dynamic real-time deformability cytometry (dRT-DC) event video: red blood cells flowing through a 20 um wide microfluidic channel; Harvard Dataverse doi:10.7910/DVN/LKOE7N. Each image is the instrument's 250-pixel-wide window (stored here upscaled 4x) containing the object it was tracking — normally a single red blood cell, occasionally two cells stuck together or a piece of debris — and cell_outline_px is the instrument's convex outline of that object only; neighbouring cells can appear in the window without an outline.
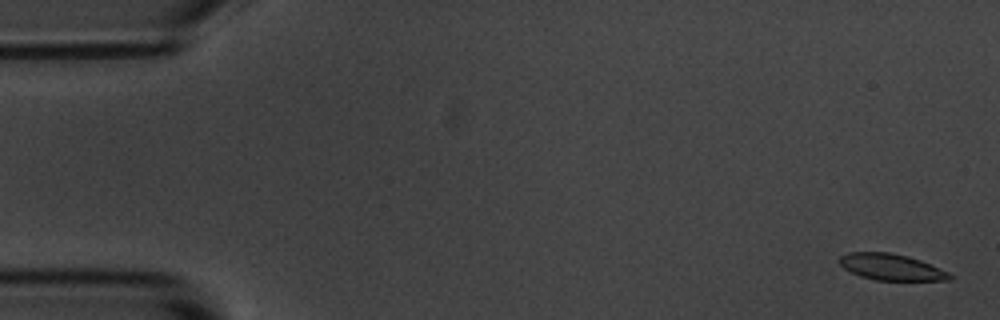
{"species": "common noctule bat (a hibernating species)", "species_latin": "Nyctalus noctula", "temperature_condition": "room temperature", "stored_images_in_passage": 5, "camera_frame_rate_fps": 3000, "um_per_image_px": 0.085, "animal": {"sex": "male", "body_mass_g": 20.1, "forearm_length_mm": 53.5}, "frame": {"image": 1, "passage_image": 1, "time_ms": 0.0, "image_size_px": [1000, 320], "cell_outline_px": [[952, 280], [876, 280], [860, 276], [844, 268], [840, 264], [840, 256], [848, 252], [888, 252], [908, 256], [920, 260], [948, 272], [952, 276]], "centroid_in_image_um": [75.74, 22.69], "position_along_channel_um": 9.3, "area_um2": 16.7}}
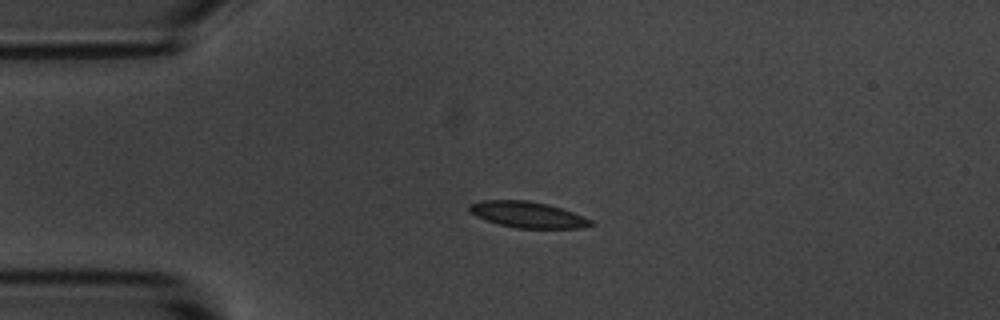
{"frame": {"image": 2, "passage_image": 4, "time_ms": 3.667, "image_size_px": [1000, 320], "cell_outline_px": [[596, 224], [584, 228], [516, 228], [484, 220], [468, 212], [468, 204], [484, 200], [528, 200], [548, 204], [572, 212], [592, 220]], "centroid_in_image_um": [44.83, 18.24], "position_along_channel_um": 40.2, "area_um2": 18.55}}